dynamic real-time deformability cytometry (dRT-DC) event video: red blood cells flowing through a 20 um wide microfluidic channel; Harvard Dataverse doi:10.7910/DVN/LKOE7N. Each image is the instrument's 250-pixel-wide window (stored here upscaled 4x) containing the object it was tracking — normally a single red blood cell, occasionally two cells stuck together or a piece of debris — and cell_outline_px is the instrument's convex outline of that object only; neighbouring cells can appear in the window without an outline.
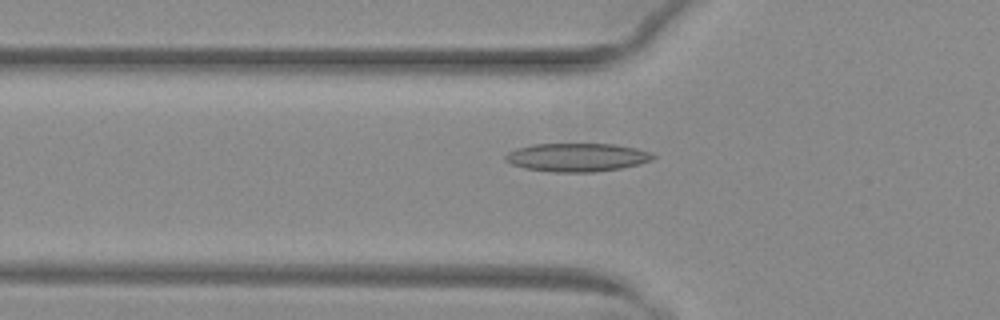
{"species": "common noctule bat (a hibernating species)", "species_latin": "Nyctalus noctula", "temperature_condition": "warm", "stored_images_in_passage": 39, "camera_frame_rate_fps": 3000, "um_per_image_px": 0.085, "animal": {"sex": "female", "body_mass_g": 29.2, "forearm_length_mm": 56.3}, "frame": {"image": 1, "passage_image": 5, "time_ms": 1.333, "image_size_px": [1000, 320], "cell_outline_px": [[656, 156], [652, 160], [640, 164], [620, 168], [592, 172], [552, 172], [524, 168], [512, 164], [504, 160], [504, 156], [508, 152], [516, 148], [532, 144], [616, 144], [636, 148], [652, 152]], "centroid_in_image_um": [49.05, 13.37], "position_along_channel_um": 76.8, "area_um2": 24.57}}
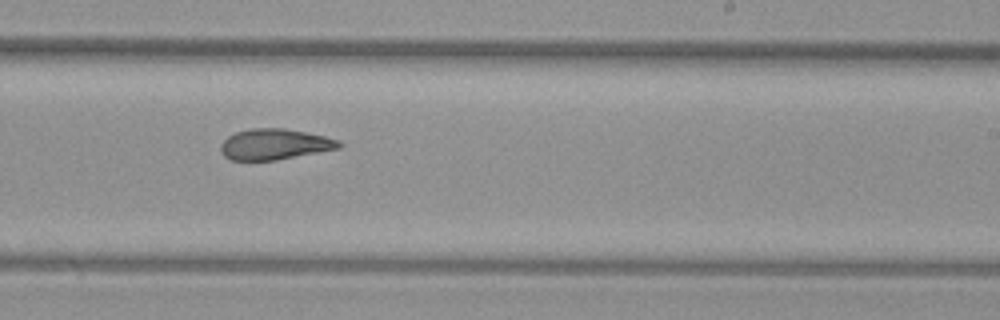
{"frame": {"image": 2, "passage_image": 19, "time_ms": 6.0, "image_size_px": [1000, 320], "cell_outline_px": [[344, 144], [340, 148], [276, 160], [232, 160], [224, 156], [220, 148], [220, 144], [228, 136], [236, 132], [252, 128], [284, 128], [324, 136], [340, 140]], "centroid_in_image_um": [23.35, 12.26], "position_along_channel_um": 265.6, "area_um2": 21.15}}
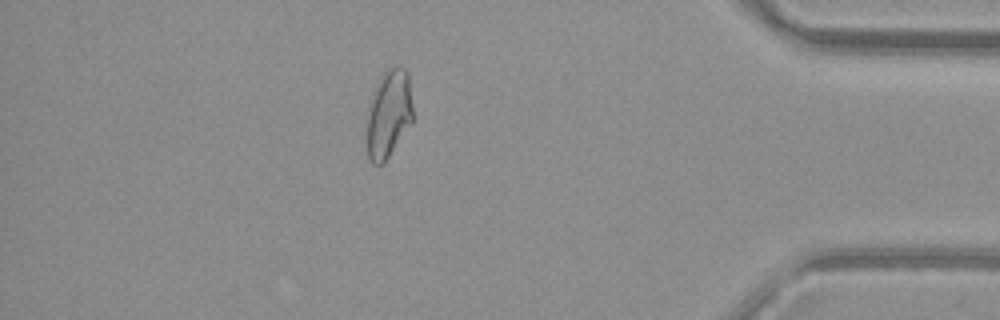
{"frame": {"image": 3, "passage_image": 32, "time_ms": 10.333, "image_size_px": [1000, 320], "cell_outline_px": [[412, 124], [384, 164], [372, 164], [368, 160], [364, 136], [372, 92], [380, 76], [392, 64], [400, 64], [408, 72], [412, 104]], "centroid_in_image_um": [33.01, 9.7], "position_along_channel_um": 402.2, "area_um2": 24.62}}